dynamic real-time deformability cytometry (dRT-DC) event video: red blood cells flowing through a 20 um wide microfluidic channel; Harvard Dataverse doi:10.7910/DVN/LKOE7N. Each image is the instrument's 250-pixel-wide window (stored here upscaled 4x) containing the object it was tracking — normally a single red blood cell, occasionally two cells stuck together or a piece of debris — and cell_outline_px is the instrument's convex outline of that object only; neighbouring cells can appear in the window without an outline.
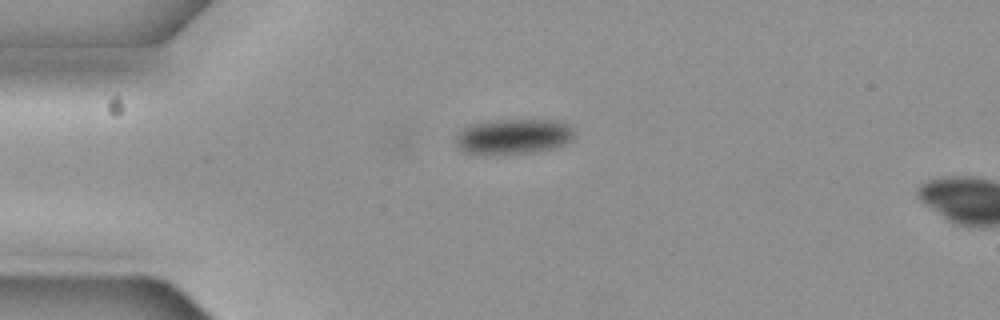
{"species": "common noctule bat (a hibernating species)", "species_latin": "Nyctalus noctula", "temperature_condition": "cold", "stored_images_in_passage": 3, "camera_frame_rate_fps": 3000, "um_per_image_px": 0.085, "animal": {"sex": "female", "body_mass_g": 19.3, "forearm_length_mm": 54.1}, "frame": {"image": 1, "passage_image": 1, "time_ms": 0.0, "image_size_px": [1000, 320], "cell_outline_px": [[576, 132], [572, 140], [564, 144], [552, 148], [528, 152], [468, 152], [460, 148], [456, 144], [456, 136], [468, 124], [488, 120], [564, 120]], "centroid_in_image_um": [43.71, 11.54], "position_along_channel_um": 41.3, "area_um2": 23.87}}